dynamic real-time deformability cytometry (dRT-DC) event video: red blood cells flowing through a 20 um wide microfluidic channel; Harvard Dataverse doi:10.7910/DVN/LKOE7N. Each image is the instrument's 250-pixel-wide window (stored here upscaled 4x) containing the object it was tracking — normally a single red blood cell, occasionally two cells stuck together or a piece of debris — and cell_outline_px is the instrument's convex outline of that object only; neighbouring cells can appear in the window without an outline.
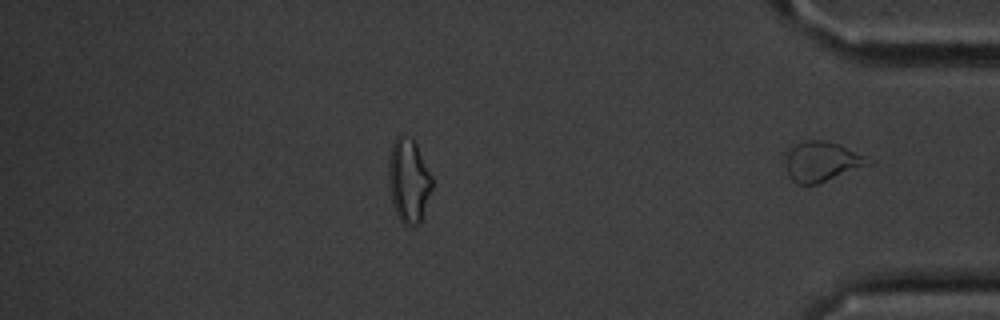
{"species": "common noctule bat (a hibernating species)", "species_latin": "Nyctalus noctula", "temperature_condition": "cold", "stored_images_in_passage": 33, "segment_of_instrument_passage": [2, 2], "camera_frame_rate_fps": 3000, "um_per_image_px": 0.085, "animal": {"sex": "male", "body_mass_g": 20.1, "forearm_length_mm": 53.5}, "frame": {"image": 1, "passage_image": 33, "time_ms": 10.667, "image_size_px": [1000, 320], "cell_outline_px": [[872, 164], [816, 184], [796, 184], [788, 176], [788, 148], [792, 144], [804, 140], [824, 140], [840, 144], [872, 160]], "centroid_in_image_um": [69.86, 13.71], "position_along_channel_um": 365.3, "area_um2": 19.07}}